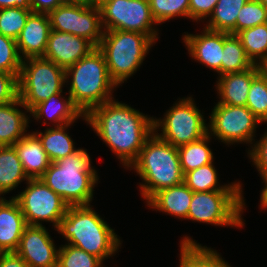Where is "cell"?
<instances>
[{
    "label": "cell",
    "mask_w": 267,
    "mask_h": 267,
    "mask_svg": "<svg viewBox=\"0 0 267 267\" xmlns=\"http://www.w3.org/2000/svg\"><path fill=\"white\" fill-rule=\"evenodd\" d=\"M27 223L18 202L0 197V253L15 252Z\"/></svg>",
    "instance_id": "obj_18"
},
{
    "label": "cell",
    "mask_w": 267,
    "mask_h": 267,
    "mask_svg": "<svg viewBox=\"0 0 267 267\" xmlns=\"http://www.w3.org/2000/svg\"><path fill=\"white\" fill-rule=\"evenodd\" d=\"M45 226L27 225L15 253L29 267H57L58 249Z\"/></svg>",
    "instance_id": "obj_14"
},
{
    "label": "cell",
    "mask_w": 267,
    "mask_h": 267,
    "mask_svg": "<svg viewBox=\"0 0 267 267\" xmlns=\"http://www.w3.org/2000/svg\"><path fill=\"white\" fill-rule=\"evenodd\" d=\"M50 30V21L46 13L32 12L29 15L24 28L16 39L22 60L44 56Z\"/></svg>",
    "instance_id": "obj_17"
},
{
    "label": "cell",
    "mask_w": 267,
    "mask_h": 267,
    "mask_svg": "<svg viewBox=\"0 0 267 267\" xmlns=\"http://www.w3.org/2000/svg\"><path fill=\"white\" fill-rule=\"evenodd\" d=\"M32 12L18 7L0 9V33L16 40Z\"/></svg>",
    "instance_id": "obj_35"
},
{
    "label": "cell",
    "mask_w": 267,
    "mask_h": 267,
    "mask_svg": "<svg viewBox=\"0 0 267 267\" xmlns=\"http://www.w3.org/2000/svg\"><path fill=\"white\" fill-rule=\"evenodd\" d=\"M17 106L30 112L19 97L10 103L0 104V146H13L27 134L30 119Z\"/></svg>",
    "instance_id": "obj_21"
},
{
    "label": "cell",
    "mask_w": 267,
    "mask_h": 267,
    "mask_svg": "<svg viewBox=\"0 0 267 267\" xmlns=\"http://www.w3.org/2000/svg\"><path fill=\"white\" fill-rule=\"evenodd\" d=\"M262 71V66L255 64L243 72L226 73L219 76L216 89L219 94L217 103L246 106L248 91L252 80Z\"/></svg>",
    "instance_id": "obj_19"
},
{
    "label": "cell",
    "mask_w": 267,
    "mask_h": 267,
    "mask_svg": "<svg viewBox=\"0 0 267 267\" xmlns=\"http://www.w3.org/2000/svg\"><path fill=\"white\" fill-rule=\"evenodd\" d=\"M208 134L227 145L253 144L256 128L262 123L247 106L217 103L210 115Z\"/></svg>",
    "instance_id": "obj_13"
},
{
    "label": "cell",
    "mask_w": 267,
    "mask_h": 267,
    "mask_svg": "<svg viewBox=\"0 0 267 267\" xmlns=\"http://www.w3.org/2000/svg\"><path fill=\"white\" fill-rule=\"evenodd\" d=\"M0 267H29L15 252L0 253Z\"/></svg>",
    "instance_id": "obj_42"
},
{
    "label": "cell",
    "mask_w": 267,
    "mask_h": 267,
    "mask_svg": "<svg viewBox=\"0 0 267 267\" xmlns=\"http://www.w3.org/2000/svg\"><path fill=\"white\" fill-rule=\"evenodd\" d=\"M65 69L43 57L22 60L17 78L18 97L30 111L51 95L63 92Z\"/></svg>",
    "instance_id": "obj_7"
},
{
    "label": "cell",
    "mask_w": 267,
    "mask_h": 267,
    "mask_svg": "<svg viewBox=\"0 0 267 267\" xmlns=\"http://www.w3.org/2000/svg\"><path fill=\"white\" fill-rule=\"evenodd\" d=\"M261 66H262V71L267 75V60Z\"/></svg>",
    "instance_id": "obj_46"
},
{
    "label": "cell",
    "mask_w": 267,
    "mask_h": 267,
    "mask_svg": "<svg viewBox=\"0 0 267 267\" xmlns=\"http://www.w3.org/2000/svg\"><path fill=\"white\" fill-rule=\"evenodd\" d=\"M217 2L218 0H190L189 18L196 22L209 18Z\"/></svg>",
    "instance_id": "obj_40"
},
{
    "label": "cell",
    "mask_w": 267,
    "mask_h": 267,
    "mask_svg": "<svg viewBox=\"0 0 267 267\" xmlns=\"http://www.w3.org/2000/svg\"><path fill=\"white\" fill-rule=\"evenodd\" d=\"M66 1L67 0H30V7L35 13L48 14Z\"/></svg>",
    "instance_id": "obj_41"
},
{
    "label": "cell",
    "mask_w": 267,
    "mask_h": 267,
    "mask_svg": "<svg viewBox=\"0 0 267 267\" xmlns=\"http://www.w3.org/2000/svg\"><path fill=\"white\" fill-rule=\"evenodd\" d=\"M192 195L193 191L183 182L155 193L147 201V205L156 211L186 220Z\"/></svg>",
    "instance_id": "obj_22"
},
{
    "label": "cell",
    "mask_w": 267,
    "mask_h": 267,
    "mask_svg": "<svg viewBox=\"0 0 267 267\" xmlns=\"http://www.w3.org/2000/svg\"><path fill=\"white\" fill-rule=\"evenodd\" d=\"M246 106L262 123H267V75L263 71L252 80Z\"/></svg>",
    "instance_id": "obj_32"
},
{
    "label": "cell",
    "mask_w": 267,
    "mask_h": 267,
    "mask_svg": "<svg viewBox=\"0 0 267 267\" xmlns=\"http://www.w3.org/2000/svg\"><path fill=\"white\" fill-rule=\"evenodd\" d=\"M98 6L104 31L139 32L156 43L159 33L154 25L158 24L151 14L149 0H103Z\"/></svg>",
    "instance_id": "obj_10"
},
{
    "label": "cell",
    "mask_w": 267,
    "mask_h": 267,
    "mask_svg": "<svg viewBox=\"0 0 267 267\" xmlns=\"http://www.w3.org/2000/svg\"><path fill=\"white\" fill-rule=\"evenodd\" d=\"M154 43L139 32L104 31L97 48L104 54L109 76L117 87L136 73Z\"/></svg>",
    "instance_id": "obj_6"
},
{
    "label": "cell",
    "mask_w": 267,
    "mask_h": 267,
    "mask_svg": "<svg viewBox=\"0 0 267 267\" xmlns=\"http://www.w3.org/2000/svg\"><path fill=\"white\" fill-rule=\"evenodd\" d=\"M18 97L17 77L0 72V104L10 103Z\"/></svg>",
    "instance_id": "obj_39"
},
{
    "label": "cell",
    "mask_w": 267,
    "mask_h": 267,
    "mask_svg": "<svg viewBox=\"0 0 267 267\" xmlns=\"http://www.w3.org/2000/svg\"><path fill=\"white\" fill-rule=\"evenodd\" d=\"M259 2H261L262 4H264L267 7V0H258Z\"/></svg>",
    "instance_id": "obj_47"
},
{
    "label": "cell",
    "mask_w": 267,
    "mask_h": 267,
    "mask_svg": "<svg viewBox=\"0 0 267 267\" xmlns=\"http://www.w3.org/2000/svg\"><path fill=\"white\" fill-rule=\"evenodd\" d=\"M264 23H267V7L258 0H248L237 16L236 34Z\"/></svg>",
    "instance_id": "obj_36"
},
{
    "label": "cell",
    "mask_w": 267,
    "mask_h": 267,
    "mask_svg": "<svg viewBox=\"0 0 267 267\" xmlns=\"http://www.w3.org/2000/svg\"><path fill=\"white\" fill-rule=\"evenodd\" d=\"M218 174L214 167V163L203 165L197 169L191 170L184 174L183 182L193 192H208L217 190H242L240 182H233L231 184H218Z\"/></svg>",
    "instance_id": "obj_27"
},
{
    "label": "cell",
    "mask_w": 267,
    "mask_h": 267,
    "mask_svg": "<svg viewBox=\"0 0 267 267\" xmlns=\"http://www.w3.org/2000/svg\"><path fill=\"white\" fill-rule=\"evenodd\" d=\"M22 66L16 40L0 33V72L10 73L17 78Z\"/></svg>",
    "instance_id": "obj_37"
},
{
    "label": "cell",
    "mask_w": 267,
    "mask_h": 267,
    "mask_svg": "<svg viewBox=\"0 0 267 267\" xmlns=\"http://www.w3.org/2000/svg\"><path fill=\"white\" fill-rule=\"evenodd\" d=\"M71 124L47 128L44 133L34 132L39 137L51 162L64 158L77 150L74 147V141L66 131Z\"/></svg>",
    "instance_id": "obj_26"
},
{
    "label": "cell",
    "mask_w": 267,
    "mask_h": 267,
    "mask_svg": "<svg viewBox=\"0 0 267 267\" xmlns=\"http://www.w3.org/2000/svg\"><path fill=\"white\" fill-rule=\"evenodd\" d=\"M13 147L29 179L40 178L51 164L39 137L34 132L27 133Z\"/></svg>",
    "instance_id": "obj_20"
},
{
    "label": "cell",
    "mask_w": 267,
    "mask_h": 267,
    "mask_svg": "<svg viewBox=\"0 0 267 267\" xmlns=\"http://www.w3.org/2000/svg\"><path fill=\"white\" fill-rule=\"evenodd\" d=\"M143 179L140 192L146 202L160 190L183 183L177 147L153 132L145 141L137 159L130 165Z\"/></svg>",
    "instance_id": "obj_3"
},
{
    "label": "cell",
    "mask_w": 267,
    "mask_h": 267,
    "mask_svg": "<svg viewBox=\"0 0 267 267\" xmlns=\"http://www.w3.org/2000/svg\"><path fill=\"white\" fill-rule=\"evenodd\" d=\"M222 56V75L243 72L255 64L247 56L241 40L229 33H224V49Z\"/></svg>",
    "instance_id": "obj_30"
},
{
    "label": "cell",
    "mask_w": 267,
    "mask_h": 267,
    "mask_svg": "<svg viewBox=\"0 0 267 267\" xmlns=\"http://www.w3.org/2000/svg\"><path fill=\"white\" fill-rule=\"evenodd\" d=\"M260 206L262 209H267V180L265 181V187L262 189L261 196H260Z\"/></svg>",
    "instance_id": "obj_44"
},
{
    "label": "cell",
    "mask_w": 267,
    "mask_h": 267,
    "mask_svg": "<svg viewBox=\"0 0 267 267\" xmlns=\"http://www.w3.org/2000/svg\"><path fill=\"white\" fill-rule=\"evenodd\" d=\"M26 188L13 198L18 202L27 225L53 223L56 229L69 205L40 178L26 181Z\"/></svg>",
    "instance_id": "obj_12"
},
{
    "label": "cell",
    "mask_w": 267,
    "mask_h": 267,
    "mask_svg": "<svg viewBox=\"0 0 267 267\" xmlns=\"http://www.w3.org/2000/svg\"><path fill=\"white\" fill-rule=\"evenodd\" d=\"M85 149L78 148L72 154L51 162L40 179L69 206L90 205L97 171L91 164Z\"/></svg>",
    "instance_id": "obj_4"
},
{
    "label": "cell",
    "mask_w": 267,
    "mask_h": 267,
    "mask_svg": "<svg viewBox=\"0 0 267 267\" xmlns=\"http://www.w3.org/2000/svg\"><path fill=\"white\" fill-rule=\"evenodd\" d=\"M61 93L51 95L47 100L35 105L30 114L37 121L40 118L47 117L46 119L54 122L53 126H61L68 123H74L76 119L85 117L81 111L73 104L72 99L68 96L61 97ZM65 99V100H64Z\"/></svg>",
    "instance_id": "obj_23"
},
{
    "label": "cell",
    "mask_w": 267,
    "mask_h": 267,
    "mask_svg": "<svg viewBox=\"0 0 267 267\" xmlns=\"http://www.w3.org/2000/svg\"><path fill=\"white\" fill-rule=\"evenodd\" d=\"M94 49L95 47L82 37L50 30L43 58L66 70Z\"/></svg>",
    "instance_id": "obj_15"
},
{
    "label": "cell",
    "mask_w": 267,
    "mask_h": 267,
    "mask_svg": "<svg viewBox=\"0 0 267 267\" xmlns=\"http://www.w3.org/2000/svg\"><path fill=\"white\" fill-rule=\"evenodd\" d=\"M84 119L128 169L154 132L153 117L114 99L91 109Z\"/></svg>",
    "instance_id": "obj_1"
},
{
    "label": "cell",
    "mask_w": 267,
    "mask_h": 267,
    "mask_svg": "<svg viewBox=\"0 0 267 267\" xmlns=\"http://www.w3.org/2000/svg\"><path fill=\"white\" fill-rule=\"evenodd\" d=\"M180 243L179 267H231L214 249L202 246L188 236Z\"/></svg>",
    "instance_id": "obj_24"
},
{
    "label": "cell",
    "mask_w": 267,
    "mask_h": 267,
    "mask_svg": "<svg viewBox=\"0 0 267 267\" xmlns=\"http://www.w3.org/2000/svg\"><path fill=\"white\" fill-rule=\"evenodd\" d=\"M29 178L13 146H0V196L9 193Z\"/></svg>",
    "instance_id": "obj_25"
},
{
    "label": "cell",
    "mask_w": 267,
    "mask_h": 267,
    "mask_svg": "<svg viewBox=\"0 0 267 267\" xmlns=\"http://www.w3.org/2000/svg\"><path fill=\"white\" fill-rule=\"evenodd\" d=\"M201 111L196 107L190 96L179 99L164 114L163 119H153L154 132L163 140L179 147L197 141L208 134ZM161 129L162 133H158Z\"/></svg>",
    "instance_id": "obj_9"
},
{
    "label": "cell",
    "mask_w": 267,
    "mask_h": 267,
    "mask_svg": "<svg viewBox=\"0 0 267 267\" xmlns=\"http://www.w3.org/2000/svg\"><path fill=\"white\" fill-rule=\"evenodd\" d=\"M102 264L99 258L73 245H61L58 249L57 267H103Z\"/></svg>",
    "instance_id": "obj_33"
},
{
    "label": "cell",
    "mask_w": 267,
    "mask_h": 267,
    "mask_svg": "<svg viewBox=\"0 0 267 267\" xmlns=\"http://www.w3.org/2000/svg\"><path fill=\"white\" fill-rule=\"evenodd\" d=\"M212 137L207 134L201 139L177 148L183 173L214 162L213 152L208 143Z\"/></svg>",
    "instance_id": "obj_29"
},
{
    "label": "cell",
    "mask_w": 267,
    "mask_h": 267,
    "mask_svg": "<svg viewBox=\"0 0 267 267\" xmlns=\"http://www.w3.org/2000/svg\"><path fill=\"white\" fill-rule=\"evenodd\" d=\"M51 30L88 40L97 48L103 37L99 6L66 1L48 14Z\"/></svg>",
    "instance_id": "obj_11"
},
{
    "label": "cell",
    "mask_w": 267,
    "mask_h": 267,
    "mask_svg": "<svg viewBox=\"0 0 267 267\" xmlns=\"http://www.w3.org/2000/svg\"><path fill=\"white\" fill-rule=\"evenodd\" d=\"M67 244L78 247L102 262L113 256L121 241L91 205L69 206L55 229Z\"/></svg>",
    "instance_id": "obj_2"
},
{
    "label": "cell",
    "mask_w": 267,
    "mask_h": 267,
    "mask_svg": "<svg viewBox=\"0 0 267 267\" xmlns=\"http://www.w3.org/2000/svg\"><path fill=\"white\" fill-rule=\"evenodd\" d=\"M8 7L31 9L30 0H0V9Z\"/></svg>",
    "instance_id": "obj_43"
},
{
    "label": "cell",
    "mask_w": 267,
    "mask_h": 267,
    "mask_svg": "<svg viewBox=\"0 0 267 267\" xmlns=\"http://www.w3.org/2000/svg\"><path fill=\"white\" fill-rule=\"evenodd\" d=\"M242 190L193 192L187 220L215 226L243 227L245 207Z\"/></svg>",
    "instance_id": "obj_8"
},
{
    "label": "cell",
    "mask_w": 267,
    "mask_h": 267,
    "mask_svg": "<svg viewBox=\"0 0 267 267\" xmlns=\"http://www.w3.org/2000/svg\"><path fill=\"white\" fill-rule=\"evenodd\" d=\"M248 150L249 158L256 166L263 182L267 180V132Z\"/></svg>",
    "instance_id": "obj_38"
},
{
    "label": "cell",
    "mask_w": 267,
    "mask_h": 267,
    "mask_svg": "<svg viewBox=\"0 0 267 267\" xmlns=\"http://www.w3.org/2000/svg\"><path fill=\"white\" fill-rule=\"evenodd\" d=\"M66 83L73 104L86 115L96 106L114 99L117 85L111 80L104 54L95 48L87 56L65 70Z\"/></svg>",
    "instance_id": "obj_5"
},
{
    "label": "cell",
    "mask_w": 267,
    "mask_h": 267,
    "mask_svg": "<svg viewBox=\"0 0 267 267\" xmlns=\"http://www.w3.org/2000/svg\"><path fill=\"white\" fill-rule=\"evenodd\" d=\"M236 36L254 64L262 65L267 60V23L241 30Z\"/></svg>",
    "instance_id": "obj_31"
},
{
    "label": "cell",
    "mask_w": 267,
    "mask_h": 267,
    "mask_svg": "<svg viewBox=\"0 0 267 267\" xmlns=\"http://www.w3.org/2000/svg\"><path fill=\"white\" fill-rule=\"evenodd\" d=\"M68 1L98 6L103 0H68Z\"/></svg>",
    "instance_id": "obj_45"
},
{
    "label": "cell",
    "mask_w": 267,
    "mask_h": 267,
    "mask_svg": "<svg viewBox=\"0 0 267 267\" xmlns=\"http://www.w3.org/2000/svg\"><path fill=\"white\" fill-rule=\"evenodd\" d=\"M183 41L192 59L215 70L219 76L222 75L224 32L203 28V32L199 35L187 33L183 36Z\"/></svg>",
    "instance_id": "obj_16"
},
{
    "label": "cell",
    "mask_w": 267,
    "mask_h": 267,
    "mask_svg": "<svg viewBox=\"0 0 267 267\" xmlns=\"http://www.w3.org/2000/svg\"><path fill=\"white\" fill-rule=\"evenodd\" d=\"M248 0H218L213 13L209 16L204 27L211 31H218L236 35V20L241 8Z\"/></svg>",
    "instance_id": "obj_28"
},
{
    "label": "cell",
    "mask_w": 267,
    "mask_h": 267,
    "mask_svg": "<svg viewBox=\"0 0 267 267\" xmlns=\"http://www.w3.org/2000/svg\"><path fill=\"white\" fill-rule=\"evenodd\" d=\"M190 0H149L151 14L159 25L177 17L189 18Z\"/></svg>",
    "instance_id": "obj_34"
}]
</instances>
